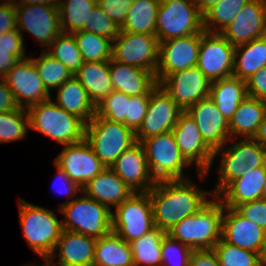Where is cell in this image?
I'll return each instance as SVG.
<instances>
[{
    "label": "cell",
    "instance_id": "obj_2",
    "mask_svg": "<svg viewBox=\"0 0 266 266\" xmlns=\"http://www.w3.org/2000/svg\"><path fill=\"white\" fill-rule=\"evenodd\" d=\"M19 222L26 243L35 255L48 258L63 230L62 219L54 210L32 204L19 197Z\"/></svg>",
    "mask_w": 266,
    "mask_h": 266
},
{
    "label": "cell",
    "instance_id": "obj_27",
    "mask_svg": "<svg viewBox=\"0 0 266 266\" xmlns=\"http://www.w3.org/2000/svg\"><path fill=\"white\" fill-rule=\"evenodd\" d=\"M109 72L114 90L129 96L150 94L158 85L151 71L112 58L109 60Z\"/></svg>",
    "mask_w": 266,
    "mask_h": 266
},
{
    "label": "cell",
    "instance_id": "obj_25",
    "mask_svg": "<svg viewBox=\"0 0 266 266\" xmlns=\"http://www.w3.org/2000/svg\"><path fill=\"white\" fill-rule=\"evenodd\" d=\"M266 180V165L247 169L244 175L231 181L216 197L224 207L235 209L240 204L262 199Z\"/></svg>",
    "mask_w": 266,
    "mask_h": 266
},
{
    "label": "cell",
    "instance_id": "obj_54",
    "mask_svg": "<svg viewBox=\"0 0 266 266\" xmlns=\"http://www.w3.org/2000/svg\"><path fill=\"white\" fill-rule=\"evenodd\" d=\"M189 266H220L213 249L192 250Z\"/></svg>",
    "mask_w": 266,
    "mask_h": 266
},
{
    "label": "cell",
    "instance_id": "obj_33",
    "mask_svg": "<svg viewBox=\"0 0 266 266\" xmlns=\"http://www.w3.org/2000/svg\"><path fill=\"white\" fill-rule=\"evenodd\" d=\"M263 67H266V36L235 48L232 76L246 81Z\"/></svg>",
    "mask_w": 266,
    "mask_h": 266
},
{
    "label": "cell",
    "instance_id": "obj_58",
    "mask_svg": "<svg viewBox=\"0 0 266 266\" xmlns=\"http://www.w3.org/2000/svg\"><path fill=\"white\" fill-rule=\"evenodd\" d=\"M253 139L266 147V114Z\"/></svg>",
    "mask_w": 266,
    "mask_h": 266
},
{
    "label": "cell",
    "instance_id": "obj_22",
    "mask_svg": "<svg viewBox=\"0 0 266 266\" xmlns=\"http://www.w3.org/2000/svg\"><path fill=\"white\" fill-rule=\"evenodd\" d=\"M266 238V230L247 218L236 209L224 207L221 239L233 246L261 253Z\"/></svg>",
    "mask_w": 266,
    "mask_h": 266
},
{
    "label": "cell",
    "instance_id": "obj_3",
    "mask_svg": "<svg viewBox=\"0 0 266 266\" xmlns=\"http://www.w3.org/2000/svg\"><path fill=\"white\" fill-rule=\"evenodd\" d=\"M27 111L29 130L47 136L58 145L75 144L85 139L86 123L51 99L30 106Z\"/></svg>",
    "mask_w": 266,
    "mask_h": 266
},
{
    "label": "cell",
    "instance_id": "obj_40",
    "mask_svg": "<svg viewBox=\"0 0 266 266\" xmlns=\"http://www.w3.org/2000/svg\"><path fill=\"white\" fill-rule=\"evenodd\" d=\"M27 109L0 112V144L24 141L29 136Z\"/></svg>",
    "mask_w": 266,
    "mask_h": 266
},
{
    "label": "cell",
    "instance_id": "obj_17",
    "mask_svg": "<svg viewBox=\"0 0 266 266\" xmlns=\"http://www.w3.org/2000/svg\"><path fill=\"white\" fill-rule=\"evenodd\" d=\"M220 34L234 49L266 36V0H250Z\"/></svg>",
    "mask_w": 266,
    "mask_h": 266
},
{
    "label": "cell",
    "instance_id": "obj_46",
    "mask_svg": "<svg viewBox=\"0 0 266 266\" xmlns=\"http://www.w3.org/2000/svg\"><path fill=\"white\" fill-rule=\"evenodd\" d=\"M150 94L129 96L128 114L125 119V126L136 132L142 124L147 113Z\"/></svg>",
    "mask_w": 266,
    "mask_h": 266
},
{
    "label": "cell",
    "instance_id": "obj_51",
    "mask_svg": "<svg viewBox=\"0 0 266 266\" xmlns=\"http://www.w3.org/2000/svg\"><path fill=\"white\" fill-rule=\"evenodd\" d=\"M246 163L251 168L266 165V147L253 138L245 139Z\"/></svg>",
    "mask_w": 266,
    "mask_h": 266
},
{
    "label": "cell",
    "instance_id": "obj_62",
    "mask_svg": "<svg viewBox=\"0 0 266 266\" xmlns=\"http://www.w3.org/2000/svg\"><path fill=\"white\" fill-rule=\"evenodd\" d=\"M262 199L266 200V180L263 185Z\"/></svg>",
    "mask_w": 266,
    "mask_h": 266
},
{
    "label": "cell",
    "instance_id": "obj_26",
    "mask_svg": "<svg viewBox=\"0 0 266 266\" xmlns=\"http://www.w3.org/2000/svg\"><path fill=\"white\" fill-rule=\"evenodd\" d=\"M82 192L89 198L107 206L111 211L133 194L110 167H106L91 179L82 188Z\"/></svg>",
    "mask_w": 266,
    "mask_h": 266
},
{
    "label": "cell",
    "instance_id": "obj_9",
    "mask_svg": "<svg viewBox=\"0 0 266 266\" xmlns=\"http://www.w3.org/2000/svg\"><path fill=\"white\" fill-rule=\"evenodd\" d=\"M147 193H134L112 211V231L130 243L155 229Z\"/></svg>",
    "mask_w": 266,
    "mask_h": 266
},
{
    "label": "cell",
    "instance_id": "obj_53",
    "mask_svg": "<svg viewBox=\"0 0 266 266\" xmlns=\"http://www.w3.org/2000/svg\"><path fill=\"white\" fill-rule=\"evenodd\" d=\"M17 29L16 8L12 0H0V35Z\"/></svg>",
    "mask_w": 266,
    "mask_h": 266
},
{
    "label": "cell",
    "instance_id": "obj_32",
    "mask_svg": "<svg viewBox=\"0 0 266 266\" xmlns=\"http://www.w3.org/2000/svg\"><path fill=\"white\" fill-rule=\"evenodd\" d=\"M93 266H134L130 243L113 231L97 239Z\"/></svg>",
    "mask_w": 266,
    "mask_h": 266
},
{
    "label": "cell",
    "instance_id": "obj_1",
    "mask_svg": "<svg viewBox=\"0 0 266 266\" xmlns=\"http://www.w3.org/2000/svg\"><path fill=\"white\" fill-rule=\"evenodd\" d=\"M193 179L156 181L149 191L155 227L169 232L185 217L199 212L215 196Z\"/></svg>",
    "mask_w": 266,
    "mask_h": 266
},
{
    "label": "cell",
    "instance_id": "obj_4",
    "mask_svg": "<svg viewBox=\"0 0 266 266\" xmlns=\"http://www.w3.org/2000/svg\"><path fill=\"white\" fill-rule=\"evenodd\" d=\"M223 203L215 196L199 212L185 217L169 232L192 250L213 249L221 239Z\"/></svg>",
    "mask_w": 266,
    "mask_h": 266
},
{
    "label": "cell",
    "instance_id": "obj_52",
    "mask_svg": "<svg viewBox=\"0 0 266 266\" xmlns=\"http://www.w3.org/2000/svg\"><path fill=\"white\" fill-rule=\"evenodd\" d=\"M245 82L248 96L266 102V67L255 72Z\"/></svg>",
    "mask_w": 266,
    "mask_h": 266
},
{
    "label": "cell",
    "instance_id": "obj_31",
    "mask_svg": "<svg viewBox=\"0 0 266 266\" xmlns=\"http://www.w3.org/2000/svg\"><path fill=\"white\" fill-rule=\"evenodd\" d=\"M209 96L217 109L230 120L239 104L248 96L246 82L234 76L212 81Z\"/></svg>",
    "mask_w": 266,
    "mask_h": 266
},
{
    "label": "cell",
    "instance_id": "obj_18",
    "mask_svg": "<svg viewBox=\"0 0 266 266\" xmlns=\"http://www.w3.org/2000/svg\"><path fill=\"white\" fill-rule=\"evenodd\" d=\"M4 79L15 95L20 108L28 109L30 106L49 100L53 96L45 88L29 57L18 61Z\"/></svg>",
    "mask_w": 266,
    "mask_h": 266
},
{
    "label": "cell",
    "instance_id": "obj_37",
    "mask_svg": "<svg viewBox=\"0 0 266 266\" xmlns=\"http://www.w3.org/2000/svg\"><path fill=\"white\" fill-rule=\"evenodd\" d=\"M97 0H61L59 7L60 27L63 33H74L87 24L90 12Z\"/></svg>",
    "mask_w": 266,
    "mask_h": 266
},
{
    "label": "cell",
    "instance_id": "obj_45",
    "mask_svg": "<svg viewBox=\"0 0 266 266\" xmlns=\"http://www.w3.org/2000/svg\"><path fill=\"white\" fill-rule=\"evenodd\" d=\"M192 249L167 233L162 239L161 266H189Z\"/></svg>",
    "mask_w": 266,
    "mask_h": 266
},
{
    "label": "cell",
    "instance_id": "obj_43",
    "mask_svg": "<svg viewBox=\"0 0 266 266\" xmlns=\"http://www.w3.org/2000/svg\"><path fill=\"white\" fill-rule=\"evenodd\" d=\"M128 108L129 95L113 90L96 106V114L109 121L125 125Z\"/></svg>",
    "mask_w": 266,
    "mask_h": 266
},
{
    "label": "cell",
    "instance_id": "obj_7",
    "mask_svg": "<svg viewBox=\"0 0 266 266\" xmlns=\"http://www.w3.org/2000/svg\"><path fill=\"white\" fill-rule=\"evenodd\" d=\"M85 140L105 167H111L126 149L137 142L133 130L97 114L86 124Z\"/></svg>",
    "mask_w": 266,
    "mask_h": 266
},
{
    "label": "cell",
    "instance_id": "obj_55",
    "mask_svg": "<svg viewBox=\"0 0 266 266\" xmlns=\"http://www.w3.org/2000/svg\"><path fill=\"white\" fill-rule=\"evenodd\" d=\"M20 109L15 95L8 87L4 78H0V112Z\"/></svg>",
    "mask_w": 266,
    "mask_h": 266
},
{
    "label": "cell",
    "instance_id": "obj_59",
    "mask_svg": "<svg viewBox=\"0 0 266 266\" xmlns=\"http://www.w3.org/2000/svg\"><path fill=\"white\" fill-rule=\"evenodd\" d=\"M198 9L203 14L209 7L213 6L214 4L222 1V0H193Z\"/></svg>",
    "mask_w": 266,
    "mask_h": 266
},
{
    "label": "cell",
    "instance_id": "obj_42",
    "mask_svg": "<svg viewBox=\"0 0 266 266\" xmlns=\"http://www.w3.org/2000/svg\"><path fill=\"white\" fill-rule=\"evenodd\" d=\"M213 250L218 256L220 266H261L259 253L230 245L222 239Z\"/></svg>",
    "mask_w": 266,
    "mask_h": 266
},
{
    "label": "cell",
    "instance_id": "obj_49",
    "mask_svg": "<svg viewBox=\"0 0 266 266\" xmlns=\"http://www.w3.org/2000/svg\"><path fill=\"white\" fill-rule=\"evenodd\" d=\"M97 5L111 18L119 28L126 20V15L130 10V4L124 0H97Z\"/></svg>",
    "mask_w": 266,
    "mask_h": 266
},
{
    "label": "cell",
    "instance_id": "obj_16",
    "mask_svg": "<svg viewBox=\"0 0 266 266\" xmlns=\"http://www.w3.org/2000/svg\"><path fill=\"white\" fill-rule=\"evenodd\" d=\"M53 163L81 189L106 167L84 139L75 144L62 146Z\"/></svg>",
    "mask_w": 266,
    "mask_h": 266
},
{
    "label": "cell",
    "instance_id": "obj_21",
    "mask_svg": "<svg viewBox=\"0 0 266 266\" xmlns=\"http://www.w3.org/2000/svg\"><path fill=\"white\" fill-rule=\"evenodd\" d=\"M186 112L196 122L202 139L213 151L229 141V120L217 109L210 96L199 100Z\"/></svg>",
    "mask_w": 266,
    "mask_h": 266
},
{
    "label": "cell",
    "instance_id": "obj_10",
    "mask_svg": "<svg viewBox=\"0 0 266 266\" xmlns=\"http://www.w3.org/2000/svg\"><path fill=\"white\" fill-rule=\"evenodd\" d=\"M181 155L196 170L195 173L201 183L208 178L214 158V151L202 139L196 122L183 111L172 129Z\"/></svg>",
    "mask_w": 266,
    "mask_h": 266
},
{
    "label": "cell",
    "instance_id": "obj_34",
    "mask_svg": "<svg viewBox=\"0 0 266 266\" xmlns=\"http://www.w3.org/2000/svg\"><path fill=\"white\" fill-rule=\"evenodd\" d=\"M161 0H137L130 4L123 32L155 35L157 12Z\"/></svg>",
    "mask_w": 266,
    "mask_h": 266
},
{
    "label": "cell",
    "instance_id": "obj_30",
    "mask_svg": "<svg viewBox=\"0 0 266 266\" xmlns=\"http://www.w3.org/2000/svg\"><path fill=\"white\" fill-rule=\"evenodd\" d=\"M73 76L86 89L89 99L95 106L114 90L110 79L109 61L83 62Z\"/></svg>",
    "mask_w": 266,
    "mask_h": 266
},
{
    "label": "cell",
    "instance_id": "obj_15",
    "mask_svg": "<svg viewBox=\"0 0 266 266\" xmlns=\"http://www.w3.org/2000/svg\"><path fill=\"white\" fill-rule=\"evenodd\" d=\"M183 110L159 84L150 92L147 113L135 132L136 140L172 131Z\"/></svg>",
    "mask_w": 266,
    "mask_h": 266
},
{
    "label": "cell",
    "instance_id": "obj_36",
    "mask_svg": "<svg viewBox=\"0 0 266 266\" xmlns=\"http://www.w3.org/2000/svg\"><path fill=\"white\" fill-rule=\"evenodd\" d=\"M40 52L36 57L29 55V58L35 65L45 88L52 95L53 91L73 75L61 61L52 57L43 48Z\"/></svg>",
    "mask_w": 266,
    "mask_h": 266
},
{
    "label": "cell",
    "instance_id": "obj_24",
    "mask_svg": "<svg viewBox=\"0 0 266 266\" xmlns=\"http://www.w3.org/2000/svg\"><path fill=\"white\" fill-rule=\"evenodd\" d=\"M217 158L220 160L216 168L218 172L216 184L212 188L214 196H217L231 181L242 177L247 169H251L246 163L245 139L230 138L223 147L217 148L208 175L216 166Z\"/></svg>",
    "mask_w": 266,
    "mask_h": 266
},
{
    "label": "cell",
    "instance_id": "obj_11",
    "mask_svg": "<svg viewBox=\"0 0 266 266\" xmlns=\"http://www.w3.org/2000/svg\"><path fill=\"white\" fill-rule=\"evenodd\" d=\"M159 41L155 35L120 30L113 41L112 59L151 71L158 65Z\"/></svg>",
    "mask_w": 266,
    "mask_h": 266
},
{
    "label": "cell",
    "instance_id": "obj_50",
    "mask_svg": "<svg viewBox=\"0 0 266 266\" xmlns=\"http://www.w3.org/2000/svg\"><path fill=\"white\" fill-rule=\"evenodd\" d=\"M0 47L13 48V54L19 60H23L29 57L26 52L25 40L17 29L2 33L0 35Z\"/></svg>",
    "mask_w": 266,
    "mask_h": 266
},
{
    "label": "cell",
    "instance_id": "obj_19",
    "mask_svg": "<svg viewBox=\"0 0 266 266\" xmlns=\"http://www.w3.org/2000/svg\"><path fill=\"white\" fill-rule=\"evenodd\" d=\"M159 86L186 111L199 100L209 96L211 81L196 66L167 75Z\"/></svg>",
    "mask_w": 266,
    "mask_h": 266
},
{
    "label": "cell",
    "instance_id": "obj_57",
    "mask_svg": "<svg viewBox=\"0 0 266 266\" xmlns=\"http://www.w3.org/2000/svg\"><path fill=\"white\" fill-rule=\"evenodd\" d=\"M15 6L44 4L59 9L61 0H12Z\"/></svg>",
    "mask_w": 266,
    "mask_h": 266
},
{
    "label": "cell",
    "instance_id": "obj_48",
    "mask_svg": "<svg viewBox=\"0 0 266 266\" xmlns=\"http://www.w3.org/2000/svg\"><path fill=\"white\" fill-rule=\"evenodd\" d=\"M243 217L266 230V200L260 199L240 204L235 208Z\"/></svg>",
    "mask_w": 266,
    "mask_h": 266
},
{
    "label": "cell",
    "instance_id": "obj_29",
    "mask_svg": "<svg viewBox=\"0 0 266 266\" xmlns=\"http://www.w3.org/2000/svg\"><path fill=\"white\" fill-rule=\"evenodd\" d=\"M266 114V102L247 96L229 120L230 138H254Z\"/></svg>",
    "mask_w": 266,
    "mask_h": 266
},
{
    "label": "cell",
    "instance_id": "obj_63",
    "mask_svg": "<svg viewBox=\"0 0 266 266\" xmlns=\"http://www.w3.org/2000/svg\"><path fill=\"white\" fill-rule=\"evenodd\" d=\"M134 1H137V0H124V3H126V4H131V3L134 2Z\"/></svg>",
    "mask_w": 266,
    "mask_h": 266
},
{
    "label": "cell",
    "instance_id": "obj_5",
    "mask_svg": "<svg viewBox=\"0 0 266 266\" xmlns=\"http://www.w3.org/2000/svg\"><path fill=\"white\" fill-rule=\"evenodd\" d=\"M64 230L99 239L112 231V211L81 192L57 210Z\"/></svg>",
    "mask_w": 266,
    "mask_h": 266
},
{
    "label": "cell",
    "instance_id": "obj_20",
    "mask_svg": "<svg viewBox=\"0 0 266 266\" xmlns=\"http://www.w3.org/2000/svg\"><path fill=\"white\" fill-rule=\"evenodd\" d=\"M134 193H147L155 185L147 164L145 149L136 142L126 149L110 167Z\"/></svg>",
    "mask_w": 266,
    "mask_h": 266
},
{
    "label": "cell",
    "instance_id": "obj_60",
    "mask_svg": "<svg viewBox=\"0 0 266 266\" xmlns=\"http://www.w3.org/2000/svg\"><path fill=\"white\" fill-rule=\"evenodd\" d=\"M260 256V265L261 266H266V238L265 241L263 243V247L261 250V253L259 254Z\"/></svg>",
    "mask_w": 266,
    "mask_h": 266
},
{
    "label": "cell",
    "instance_id": "obj_12",
    "mask_svg": "<svg viewBox=\"0 0 266 266\" xmlns=\"http://www.w3.org/2000/svg\"><path fill=\"white\" fill-rule=\"evenodd\" d=\"M201 32L159 42L158 65L155 72L159 84L167 75L196 67Z\"/></svg>",
    "mask_w": 266,
    "mask_h": 266
},
{
    "label": "cell",
    "instance_id": "obj_41",
    "mask_svg": "<svg viewBox=\"0 0 266 266\" xmlns=\"http://www.w3.org/2000/svg\"><path fill=\"white\" fill-rule=\"evenodd\" d=\"M45 51L52 57L61 61L72 75H74L83 64L80 50L78 49L76 39L72 33L61 32Z\"/></svg>",
    "mask_w": 266,
    "mask_h": 266
},
{
    "label": "cell",
    "instance_id": "obj_6",
    "mask_svg": "<svg viewBox=\"0 0 266 266\" xmlns=\"http://www.w3.org/2000/svg\"><path fill=\"white\" fill-rule=\"evenodd\" d=\"M141 143L155 181L185 180L192 177L186 170H192L193 167L181 155L172 131L148 137Z\"/></svg>",
    "mask_w": 266,
    "mask_h": 266
},
{
    "label": "cell",
    "instance_id": "obj_56",
    "mask_svg": "<svg viewBox=\"0 0 266 266\" xmlns=\"http://www.w3.org/2000/svg\"><path fill=\"white\" fill-rule=\"evenodd\" d=\"M18 61L20 60L13 54V48L0 47V78H4Z\"/></svg>",
    "mask_w": 266,
    "mask_h": 266
},
{
    "label": "cell",
    "instance_id": "obj_38",
    "mask_svg": "<svg viewBox=\"0 0 266 266\" xmlns=\"http://www.w3.org/2000/svg\"><path fill=\"white\" fill-rule=\"evenodd\" d=\"M250 0H222L203 13V29L210 33H220Z\"/></svg>",
    "mask_w": 266,
    "mask_h": 266
},
{
    "label": "cell",
    "instance_id": "obj_44",
    "mask_svg": "<svg viewBox=\"0 0 266 266\" xmlns=\"http://www.w3.org/2000/svg\"><path fill=\"white\" fill-rule=\"evenodd\" d=\"M81 30L106 37L112 41L120 33V28L117 24L97 4L90 12L87 24H83Z\"/></svg>",
    "mask_w": 266,
    "mask_h": 266
},
{
    "label": "cell",
    "instance_id": "obj_23",
    "mask_svg": "<svg viewBox=\"0 0 266 266\" xmlns=\"http://www.w3.org/2000/svg\"><path fill=\"white\" fill-rule=\"evenodd\" d=\"M96 240L63 229L48 259L53 266H93Z\"/></svg>",
    "mask_w": 266,
    "mask_h": 266
},
{
    "label": "cell",
    "instance_id": "obj_35",
    "mask_svg": "<svg viewBox=\"0 0 266 266\" xmlns=\"http://www.w3.org/2000/svg\"><path fill=\"white\" fill-rule=\"evenodd\" d=\"M166 232L155 228L130 242L134 266H161L162 239Z\"/></svg>",
    "mask_w": 266,
    "mask_h": 266
},
{
    "label": "cell",
    "instance_id": "obj_61",
    "mask_svg": "<svg viewBox=\"0 0 266 266\" xmlns=\"http://www.w3.org/2000/svg\"><path fill=\"white\" fill-rule=\"evenodd\" d=\"M44 262L42 264H38L36 262H30V263H26L23 266H53V264L51 263V261L48 258H43Z\"/></svg>",
    "mask_w": 266,
    "mask_h": 266
},
{
    "label": "cell",
    "instance_id": "obj_13",
    "mask_svg": "<svg viewBox=\"0 0 266 266\" xmlns=\"http://www.w3.org/2000/svg\"><path fill=\"white\" fill-rule=\"evenodd\" d=\"M234 48L220 33L201 32L197 67L212 82L233 74Z\"/></svg>",
    "mask_w": 266,
    "mask_h": 266
},
{
    "label": "cell",
    "instance_id": "obj_28",
    "mask_svg": "<svg viewBox=\"0 0 266 266\" xmlns=\"http://www.w3.org/2000/svg\"><path fill=\"white\" fill-rule=\"evenodd\" d=\"M54 93L56 96H51L50 99L57 106L63 108L68 113L76 115L86 124L96 114V106L89 99L86 89L74 76L59 86Z\"/></svg>",
    "mask_w": 266,
    "mask_h": 266
},
{
    "label": "cell",
    "instance_id": "obj_8",
    "mask_svg": "<svg viewBox=\"0 0 266 266\" xmlns=\"http://www.w3.org/2000/svg\"><path fill=\"white\" fill-rule=\"evenodd\" d=\"M203 31V14L193 0H161L155 30L159 42Z\"/></svg>",
    "mask_w": 266,
    "mask_h": 266
},
{
    "label": "cell",
    "instance_id": "obj_47",
    "mask_svg": "<svg viewBox=\"0 0 266 266\" xmlns=\"http://www.w3.org/2000/svg\"><path fill=\"white\" fill-rule=\"evenodd\" d=\"M54 166L56 168V176L54 175L55 178L52 185L54 190L52 191H54L55 194H59L60 196L63 195L66 196V198L71 199L60 203V205L57 207L60 209L69 201L75 199L82 192V189L75 182H73L62 169L55 164Z\"/></svg>",
    "mask_w": 266,
    "mask_h": 266
},
{
    "label": "cell",
    "instance_id": "obj_14",
    "mask_svg": "<svg viewBox=\"0 0 266 266\" xmlns=\"http://www.w3.org/2000/svg\"><path fill=\"white\" fill-rule=\"evenodd\" d=\"M17 30L30 33L45 50L62 32L59 9L44 4L15 6Z\"/></svg>",
    "mask_w": 266,
    "mask_h": 266
},
{
    "label": "cell",
    "instance_id": "obj_39",
    "mask_svg": "<svg viewBox=\"0 0 266 266\" xmlns=\"http://www.w3.org/2000/svg\"><path fill=\"white\" fill-rule=\"evenodd\" d=\"M72 34L76 39L83 62L109 61L112 58V40L82 30Z\"/></svg>",
    "mask_w": 266,
    "mask_h": 266
}]
</instances>
